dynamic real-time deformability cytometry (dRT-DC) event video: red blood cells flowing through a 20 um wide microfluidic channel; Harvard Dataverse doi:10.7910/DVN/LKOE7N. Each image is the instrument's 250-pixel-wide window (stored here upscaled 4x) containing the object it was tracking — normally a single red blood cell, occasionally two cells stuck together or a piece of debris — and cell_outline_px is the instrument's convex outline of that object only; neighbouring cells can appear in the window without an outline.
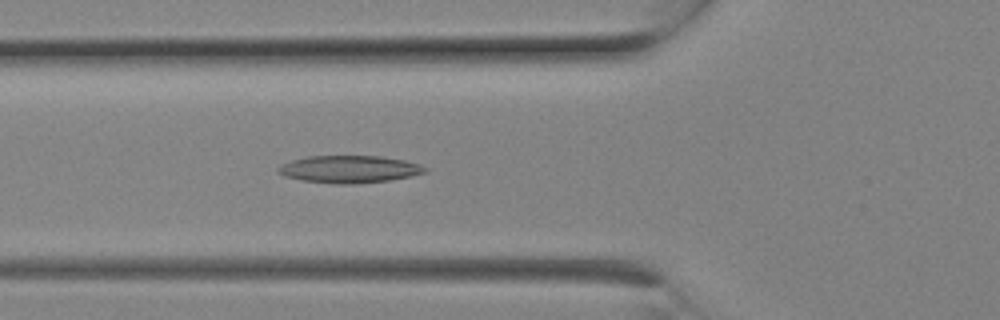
{"species": "Egyptian fruit bat (a non-hibernating species)", "species_latin": "Rousettus aegyptiacus", "temperature_condition": "room temperature", "stored_images_in_passage": 6, "camera_frame_rate_fps": 3000, "um_per_image_px": 0.085, "animal": {"sex": "female"}, "frame": {"image": 1, "passage_image": 6, "time_ms": 1.667, "image_size_px": [1000, 320], "cell_outline_px": [[428, 172], [412, 176], [388, 180], [356, 184], [336, 184], [300, 180], [284, 176], [276, 172], [276, 168], [280, 164], [292, 160], [308, 156], [380, 156], [404, 160], [420, 164], [428, 168]], "centroid_in_image_um": [29.68, 14.38], "position_along_channel_um": 96.1, "area_um2": 23.64}}